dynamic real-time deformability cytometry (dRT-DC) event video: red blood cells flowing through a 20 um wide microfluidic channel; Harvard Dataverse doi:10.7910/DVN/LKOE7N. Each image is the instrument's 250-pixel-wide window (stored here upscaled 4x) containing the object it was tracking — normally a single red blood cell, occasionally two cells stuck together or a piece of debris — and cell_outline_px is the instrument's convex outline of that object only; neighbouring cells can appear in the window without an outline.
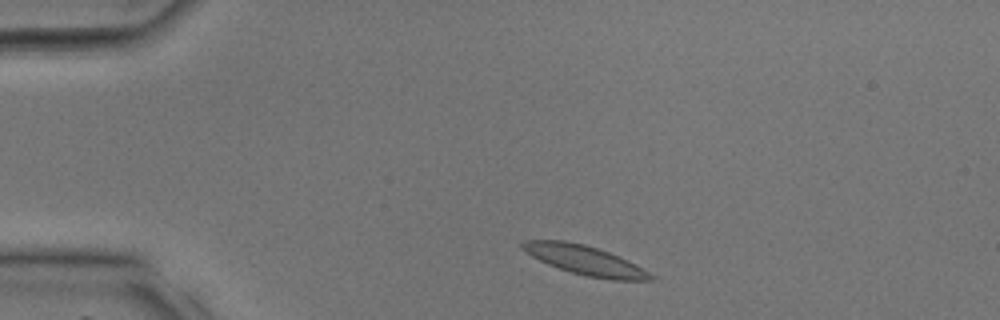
{"species": "common noctule bat (a hibernating species)", "species_latin": "Nyctalus noctula", "temperature_condition": "room temperature", "stored_images_in_passage": 33, "camera_frame_rate_fps": 3000, "um_per_image_px": 0.085, "animal": {"sex": "male", "body_mass_g": 17.9, "forearm_length_mm": 54.2}, "frame": {"image": 1, "passage_image": 3, "time_ms": 0.667, "image_size_px": [1000, 320], "cell_outline_px": [[656, 276], [652, 280], [612, 280], [584, 276], [548, 264], [532, 256], [520, 248], [520, 244], [524, 240], [564, 240], [584, 244], [608, 252], [628, 260], [636, 264]], "centroid_in_image_um": [49.73, 22.12], "position_along_channel_um": 35.3, "area_um2": 21.85}}
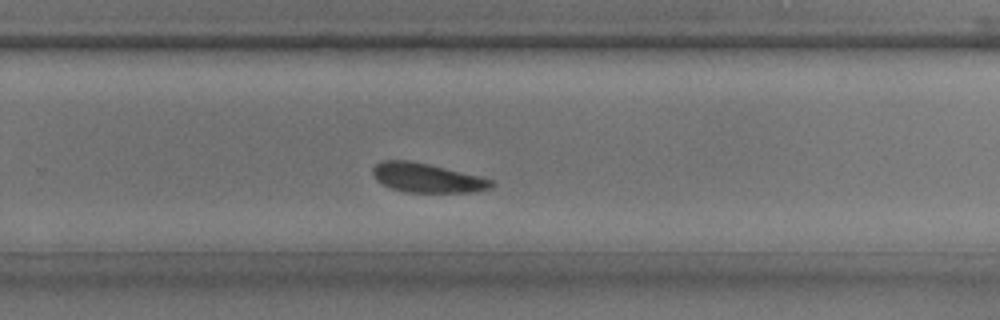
{"frame": {"image": 2, "passage_image": 20, "time_ms": 6.333, "image_size_px": [1000, 320], "cell_outline_px": [[496, 184], [488, 188], [472, 192], [408, 192], [392, 188], [376, 180], [372, 172], [372, 168], [376, 164], [384, 160], [408, 160], [428, 164], [480, 176], [492, 180]], "centroid_in_image_um": [36.29, 15.11], "position_along_channel_um": 293.5, "area_um2": 19.94}}
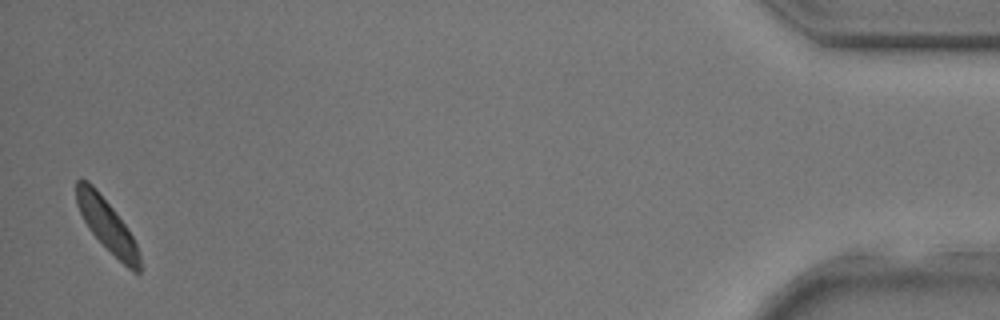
{"frame": {"image": 3, "passage_image": 32, "time_ms": 10.333, "image_size_px": [1000, 320], "cell_outline_px": [[140, 272], [132, 272], [88, 228], [76, 204], [76, 180], [88, 180], [96, 188], [128, 228], [136, 244], [140, 256]], "centroid_in_image_um": [9.09, 19.11], "position_along_channel_um": 426.1, "area_um2": 18.73}}